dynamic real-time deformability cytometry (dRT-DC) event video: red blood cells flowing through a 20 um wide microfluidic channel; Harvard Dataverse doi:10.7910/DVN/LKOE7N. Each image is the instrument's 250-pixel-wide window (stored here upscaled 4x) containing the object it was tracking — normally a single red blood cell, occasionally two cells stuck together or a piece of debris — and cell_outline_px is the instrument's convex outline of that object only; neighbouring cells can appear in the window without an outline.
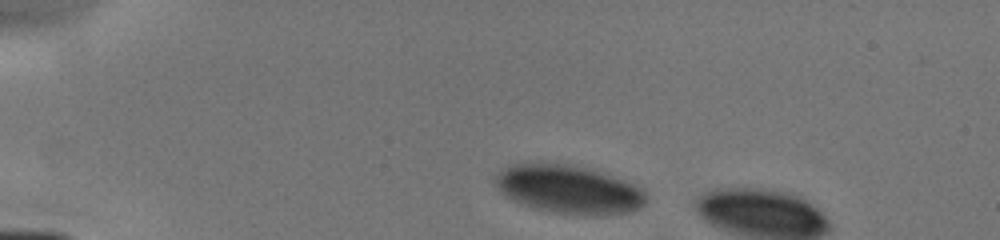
{"species": "human", "species_latin": "Homo sapiens", "temperature_condition": "cold", "stored_images_in_passage": 3, "camera_frame_rate_fps": 3000, "um_per_image_px": 0.085, "donor": {"sex": "male"}, "frame": {"image": 1, "passage_image": 1, "time_ms": 0.0, "image_size_px": [1000, 240], "cell_outline_px": [[648, 200], [640, 208], [628, 212], [596, 216], [556, 212], [532, 208], [512, 200], [496, 188], [492, 176], [496, 172], [508, 164], [568, 164], [600, 172], [636, 184], [644, 188], [648, 196]], "centroid_in_image_um": [48.34, 16.1], "position_along_channel_um": 36.7, "area_um2": 42.77}}